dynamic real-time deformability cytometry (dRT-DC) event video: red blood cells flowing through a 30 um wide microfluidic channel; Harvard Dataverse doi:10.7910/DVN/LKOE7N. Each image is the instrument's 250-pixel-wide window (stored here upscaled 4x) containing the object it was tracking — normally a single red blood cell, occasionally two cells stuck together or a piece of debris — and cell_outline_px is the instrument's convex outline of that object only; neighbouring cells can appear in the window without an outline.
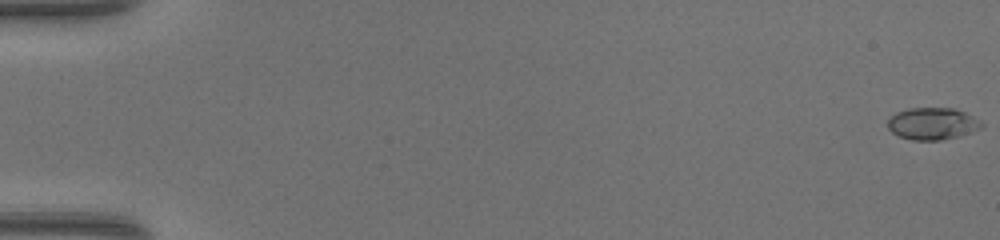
{"species": "common noctule bat (a hibernating species)", "species_latin": "Nyctalus noctula", "temperature_condition": "warm", "stored_images_in_passage": 50, "camera_frame_rate_fps": 3000, "um_per_image_px": 0.085, "animal": {"sex": "female", "body_mass_g": 17.0, "forearm_length_mm": 48.0}, "frame": {"image": 1, "passage_image": 1, "time_ms": 0.0, "image_size_px": [1000, 240], "cell_outline_px": [[984, 124], [980, 128], [972, 132], [960, 136], [940, 140], [912, 140], [900, 136], [892, 132], [888, 128], [888, 120], [896, 112], [908, 108], [952, 108], [964, 112], [972, 116]], "centroid_in_image_um": [79.25, 10.51], "position_along_channel_um": 5.7, "area_um2": 17.4}}
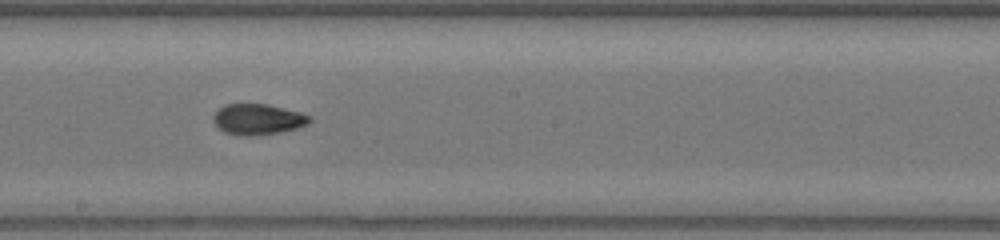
{"frame": {"image": 2, "passage_image": 29, "time_ms": 9.333, "image_size_px": [1000, 240], "cell_outline_px": [[312, 120], [308, 124], [296, 128], [280, 132], [256, 136], [244, 136], [224, 132], [212, 120], [212, 116], [224, 104], [268, 104], [300, 112], [312, 116]], "centroid_in_image_um": [21.94, 10.14], "position_along_channel_um": 226.3, "area_um2": 17.34}}
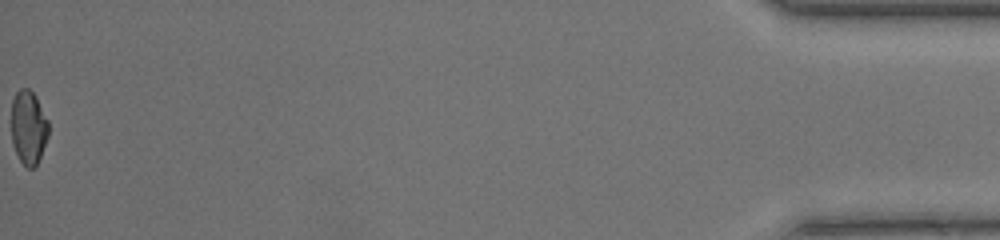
{"frame": {"image": 3, "passage_image": 50, "time_ms": 16.333, "image_size_px": [1000, 240], "cell_outline_px": [[48, 136], [40, 156], [36, 164], [32, 168], [28, 168], [20, 160], [12, 144], [12, 100], [16, 92], [20, 88], [28, 88], [36, 96], [48, 120]], "centroid_in_image_um": [2.42, 10.8], "position_along_channel_um": 432.8, "area_um2": 15.84}, "authors_computed_cell_mechanics": {"area_um2": 17.0221, "velocity_mm_per_s": 4.3665, "shape_relaxation_time_tau1_ms": 8.0237, "shape_relaxation_time_tau2_ms": 1.179, "deformation_change_tau1": 0.2755, "deformation_change_tau2": 0.058}}